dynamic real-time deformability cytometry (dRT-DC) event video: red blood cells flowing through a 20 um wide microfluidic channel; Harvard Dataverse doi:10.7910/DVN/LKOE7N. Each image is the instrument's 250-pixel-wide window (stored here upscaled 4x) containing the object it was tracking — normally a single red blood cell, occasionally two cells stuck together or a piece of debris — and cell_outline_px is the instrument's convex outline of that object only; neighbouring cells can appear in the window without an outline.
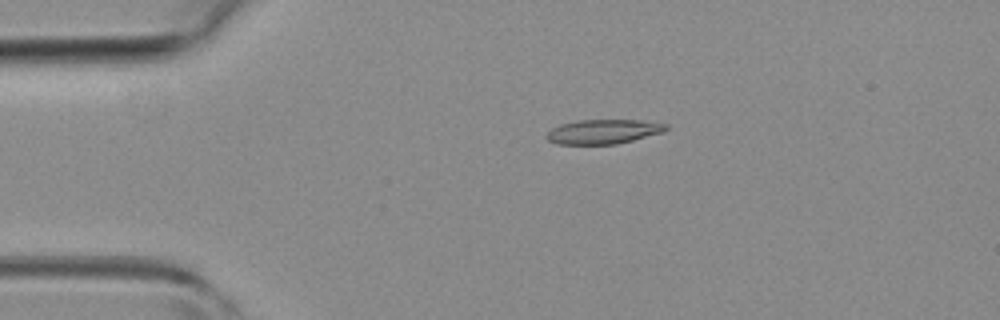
{"species": "common noctule bat (a hibernating species)", "species_latin": "Nyctalus noctula", "temperature_condition": "room temperature", "stored_images_in_passage": 4, "camera_frame_rate_fps": 3000, "um_per_image_px": 0.085, "animal": {"sex": "female", "body_mass_g": 19.3, "forearm_length_mm": 54.1}, "frame": {"image": 1, "passage_image": 2, "time_ms": 2.0, "image_size_px": [1000, 320], "cell_outline_px": [[668, 128], [664, 132], [616, 144], [556, 144], [548, 140], [544, 136], [552, 128], [560, 124], [580, 120], [640, 120], [668, 124]], "centroid_in_image_um": [51.28, 11.19], "position_along_channel_um": 33.7, "area_um2": 16.99}}